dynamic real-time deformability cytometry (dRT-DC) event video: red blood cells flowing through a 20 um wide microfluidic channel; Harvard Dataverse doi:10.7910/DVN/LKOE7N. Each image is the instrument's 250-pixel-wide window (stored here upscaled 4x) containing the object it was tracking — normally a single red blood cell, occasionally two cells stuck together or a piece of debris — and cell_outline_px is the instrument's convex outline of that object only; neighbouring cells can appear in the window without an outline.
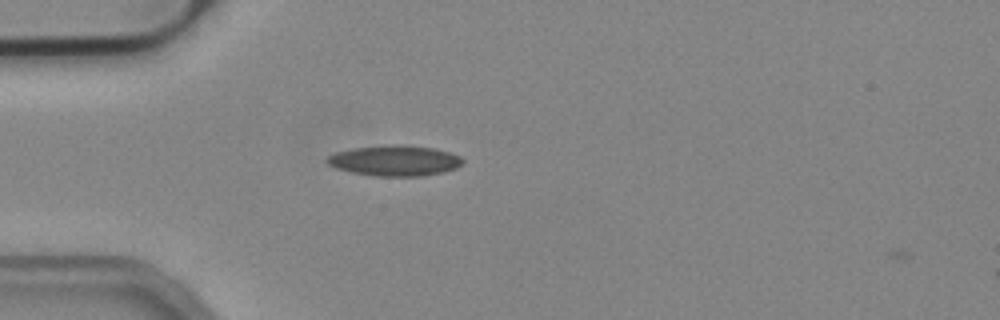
{"species": "common noctule bat (a hibernating species)", "species_latin": "Nyctalus noctula", "temperature_condition": "cold", "stored_images_in_passage": 3, "camera_frame_rate_fps": 3000, "um_per_image_px": 0.085, "animal": {"sex": "male", "body_mass_g": 19.2, "forearm_length_mm": 51.8}, "frame": {"image": 1, "passage_image": 2, "time_ms": 0.333, "image_size_px": [1000, 320], "cell_outline_px": [[464, 160], [456, 168], [444, 172], [420, 176], [376, 176], [352, 172], [336, 168], [328, 164], [324, 160], [328, 156], [336, 152], [352, 148], [388, 144], [400, 144], [436, 148], [460, 156]], "centroid_in_image_um": [33.54, 13.64], "position_along_channel_um": 51.5, "area_um2": 24.28}}